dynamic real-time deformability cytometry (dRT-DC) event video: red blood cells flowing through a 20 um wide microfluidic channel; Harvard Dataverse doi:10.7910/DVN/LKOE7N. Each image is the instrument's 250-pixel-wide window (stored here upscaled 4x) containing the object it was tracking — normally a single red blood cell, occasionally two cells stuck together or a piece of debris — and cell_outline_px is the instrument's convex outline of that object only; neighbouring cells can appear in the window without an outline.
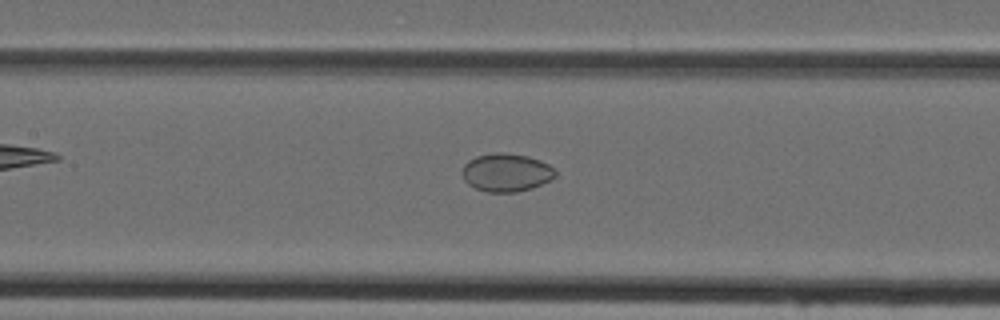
{"species": "Egyptian fruit bat (a non-hibernating species)", "species_latin": "Rousettus aegyptiacus", "temperature_condition": "cold", "stored_images_in_passage": 31, "camera_frame_rate_fps": 3000, "um_per_image_px": 0.085, "animal": {"sex": "female"}, "frame": {"image": 1, "passage_image": 22, "time_ms": 7.0, "image_size_px": [1000, 320], "cell_outline_px": [[556, 176], [552, 180], [532, 188], [516, 192], [488, 192], [476, 188], [468, 184], [464, 180], [460, 172], [464, 164], [468, 160], [476, 156], [492, 152], [504, 152], [528, 156], [540, 160], [548, 164], [556, 172]], "centroid_in_image_um": [43.01, 14.65], "position_along_channel_um": 164.4, "area_um2": 20.98}}
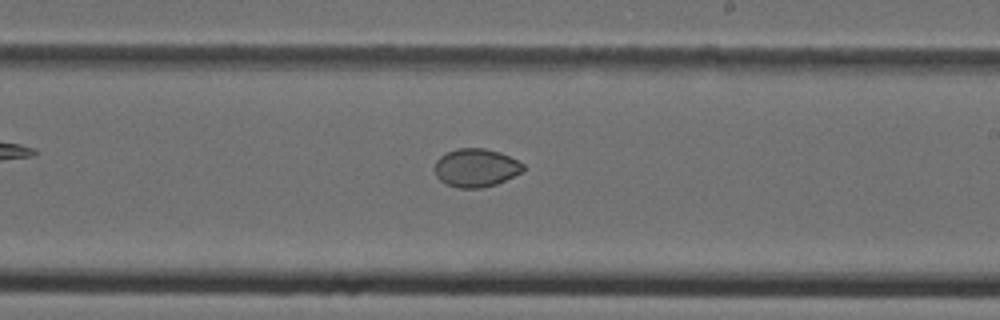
{"frame": {"image": 2, "passage_image": 28, "time_ms": 9.0, "image_size_px": [1000, 320], "cell_outline_px": [[524, 168], [520, 172], [496, 184], [480, 188], [460, 188], [448, 184], [440, 180], [436, 176], [432, 168], [436, 160], [440, 156], [456, 148], [484, 148], [500, 152], [524, 164]], "centroid_in_image_um": [40.4, 14.25], "position_along_channel_um": 248.6, "area_um2": 19.65}}
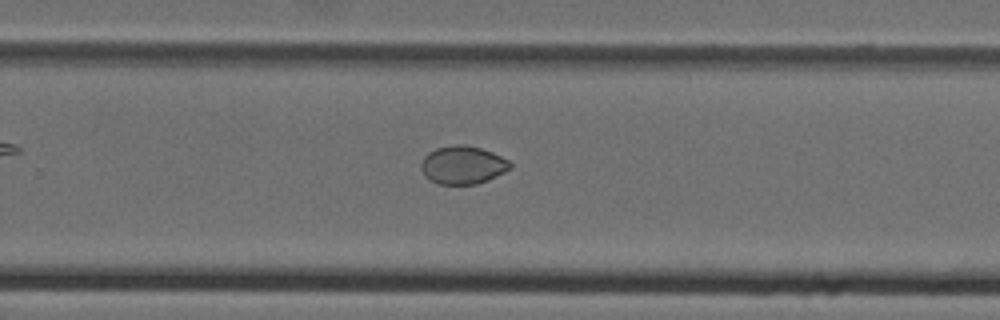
{"frame": {"image": 3, "passage_image": 31, "time_ms": 10.0, "image_size_px": [1000, 320], "cell_outline_px": [[512, 168], [488, 180], [476, 184], [436, 184], [428, 180], [424, 176], [420, 168], [420, 164], [424, 156], [428, 152], [436, 148], [452, 144], [464, 144], [480, 148], [492, 152], [508, 160], [512, 164]], "centroid_in_image_um": [39.3, 14.02], "position_along_channel_um": 290.5, "area_um2": 20.06}}